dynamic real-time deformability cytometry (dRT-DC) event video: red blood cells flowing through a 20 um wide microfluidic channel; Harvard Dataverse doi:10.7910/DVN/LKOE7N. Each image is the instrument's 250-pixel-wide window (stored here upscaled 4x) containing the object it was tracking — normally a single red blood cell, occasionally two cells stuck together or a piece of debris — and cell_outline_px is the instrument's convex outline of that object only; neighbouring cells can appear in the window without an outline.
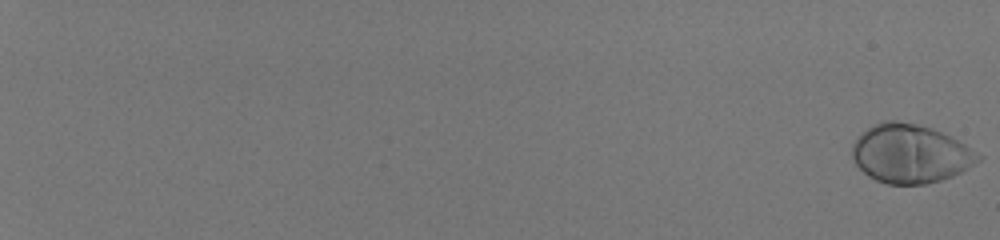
{"species": "human", "species_latin": "Homo sapiens", "temperature_condition": "room temperature", "stored_images_in_passage": 39, "camera_frame_rate_fps": 3000, "um_per_image_px": 0.085, "donor": {"sex": "male"}, "frame": {"image": 1, "passage_image": 1, "time_ms": 0.0, "image_size_px": [1000, 240], "cell_outline_px": [[984, 156], [980, 160], [968, 168], [952, 176], [928, 184], [888, 184], [876, 180], [868, 176], [852, 160], [852, 144], [856, 136], [872, 124], [880, 120], [896, 120], [916, 124], [932, 128], [964, 144]], "centroid_in_image_um": [77.34, 13.05], "position_along_channel_um": 7.7, "area_um2": 43.23}}
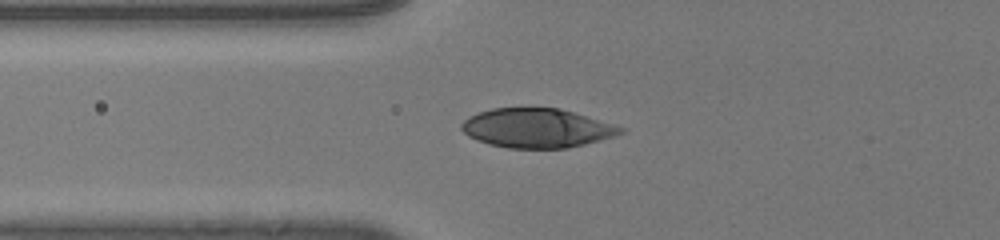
{"frame": {"image": 2, "passage_image": 28, "time_ms": 9.0, "image_size_px": [1000, 240], "cell_outline_px": [[624, 132], [616, 136], [568, 148], [508, 148], [488, 144], [468, 136], [460, 128], [460, 124], [468, 116], [492, 108], [556, 108], [572, 112], [612, 124], [624, 128]], "centroid_in_image_um": [45.59, 10.9], "position_along_channel_um": 80.2, "area_um2": 36.07}}
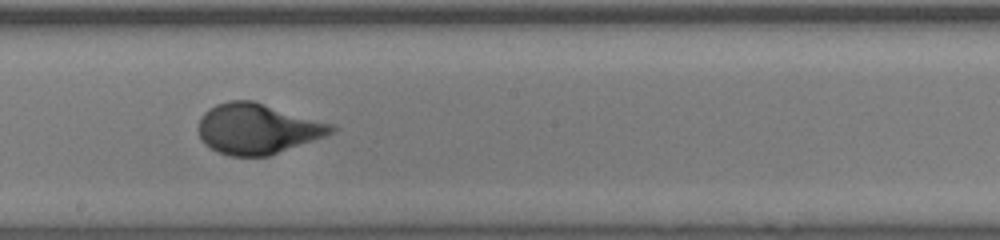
{"frame": {"image": 3, "passage_image": 39, "time_ms": 12.667, "image_size_px": [1000, 240], "cell_outline_px": [[340, 128], [324, 136], [268, 156], [232, 156], [220, 152], [204, 144], [200, 140], [196, 128], [200, 116], [208, 108], [216, 104], [228, 100], [252, 100], [332, 124]], "centroid_in_image_um": [21.82, 10.93], "position_along_channel_um": 226.4, "area_um2": 39.02}}